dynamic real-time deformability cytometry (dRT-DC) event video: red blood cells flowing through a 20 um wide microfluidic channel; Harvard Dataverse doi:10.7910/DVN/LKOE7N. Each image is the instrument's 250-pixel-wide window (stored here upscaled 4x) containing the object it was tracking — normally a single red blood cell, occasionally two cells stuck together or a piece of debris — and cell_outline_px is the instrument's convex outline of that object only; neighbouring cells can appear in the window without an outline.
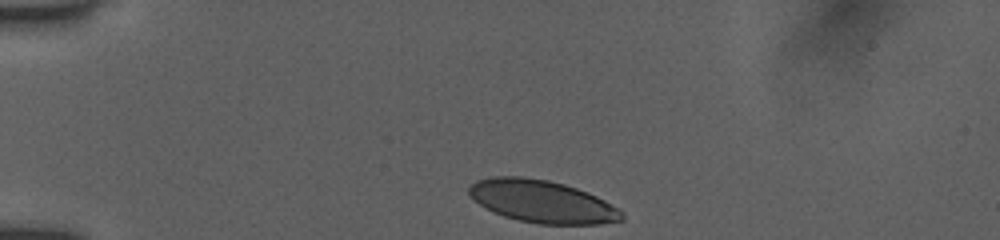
{"species": "human", "species_latin": "Homo sapiens", "temperature_condition": "room temperature", "stored_images_in_passage": 14, "camera_frame_rate_fps": 3000, "um_per_image_px": 0.085, "donor": {"sex": "female"}, "frame": {"image": 1, "passage_image": 1, "time_ms": 0.0, "image_size_px": [1000, 240], "cell_outline_px": [[624, 220], [600, 224], [540, 224], [520, 220], [504, 216], [484, 208], [468, 192], [468, 188], [476, 180], [492, 176], [524, 176], [548, 180], [564, 184], [588, 192], [620, 208], [624, 212]], "centroid_in_image_um": [46.11, 17.12], "position_along_channel_um": 38.9, "area_um2": 37.92}}
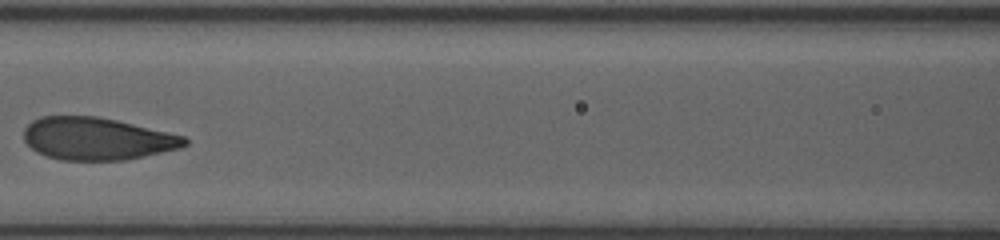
{"frame": {"image": 2, "passage_image": 7, "time_ms": 4.333, "image_size_px": [1000, 240], "cell_outline_px": [[188, 144], [180, 148], [128, 160], [60, 160], [36, 152], [24, 140], [24, 128], [32, 120], [40, 116], [96, 116], [116, 120], [184, 136], [188, 140]], "centroid_in_image_um": [8.23, 11.79], "position_along_channel_um": 158.4, "area_um2": 39.77}}
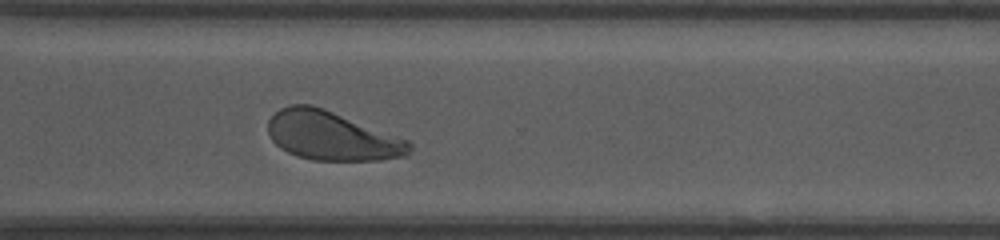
{"frame": {"image": 3, "passage_image": 14, "time_ms": 9.0, "image_size_px": [1000, 240], "cell_outline_px": [[412, 148], [408, 156], [380, 160], [312, 160], [296, 156], [280, 148], [272, 140], [268, 132], [268, 120], [280, 108], [288, 104], [312, 104], [324, 108], [408, 140], [412, 144]], "centroid_in_image_um": [28.2, 11.55], "position_along_channel_um": 342.4, "area_um2": 40.46}}